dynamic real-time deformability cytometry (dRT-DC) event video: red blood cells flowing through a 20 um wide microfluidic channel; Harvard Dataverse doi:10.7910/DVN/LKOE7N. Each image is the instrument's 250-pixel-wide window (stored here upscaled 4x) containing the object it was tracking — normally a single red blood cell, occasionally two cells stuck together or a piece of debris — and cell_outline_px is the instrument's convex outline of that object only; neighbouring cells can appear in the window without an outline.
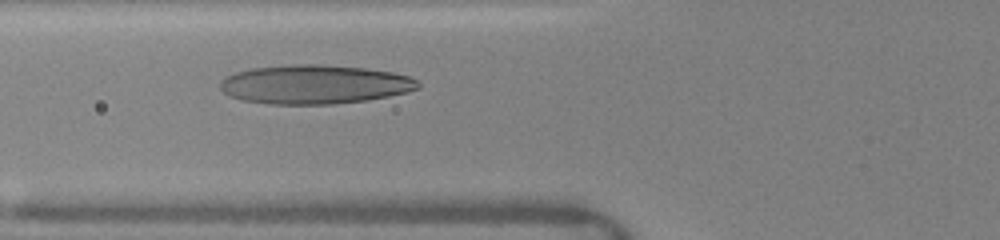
{"species": "human", "species_latin": "Homo sapiens", "temperature_condition": "warm", "stored_images_in_passage": 30, "camera_frame_rate_fps": 3000, "um_per_image_px": 0.085, "donor": {"sex": "female"}, "frame": {"image": 1, "passage_image": 7, "time_ms": 2.667, "image_size_px": [1000, 240], "cell_outline_px": [[420, 88], [408, 92], [388, 96], [364, 100], [332, 104], [268, 104], [240, 100], [224, 92], [220, 88], [220, 80], [236, 72], [252, 68], [292, 64], [312, 64], [364, 68], [392, 72], [408, 76], [416, 80], [420, 84]], "centroid_in_image_um": [26.73, 7.18], "position_along_channel_um": 99.1, "area_um2": 44.8}}
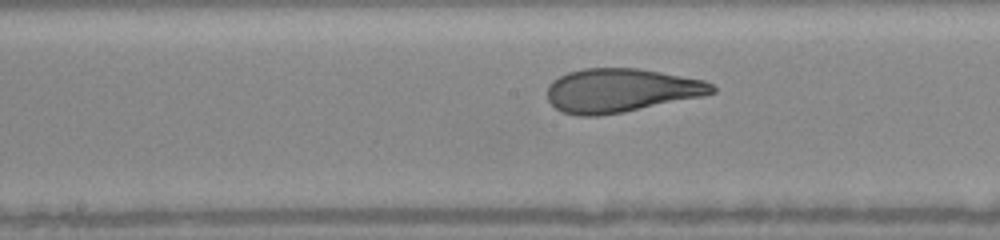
{"frame": {"image": 2, "passage_image": 16, "time_ms": 5.0, "image_size_px": [1000, 240], "cell_outline_px": [[716, 92], [704, 96], [624, 112], [596, 116], [576, 116], [564, 112], [556, 108], [548, 100], [548, 84], [552, 80], [568, 72], [584, 68], [636, 68], [660, 72], [704, 80], [712, 84], [716, 88]], "centroid_in_image_um": [52.78, 7.69], "position_along_channel_um": 195.4, "area_um2": 42.02}}
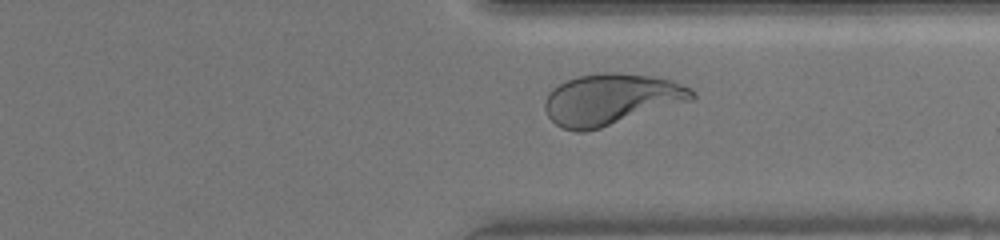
{"frame": {"image": 3, "passage_image": 27, "time_ms": 9.0, "image_size_px": [1000, 240], "cell_outline_px": [[696, 96], [692, 100], [600, 128], [584, 132], [576, 132], [560, 128], [548, 116], [544, 108], [544, 100], [548, 92], [552, 88], [576, 76], [604, 72], [620, 72], [652, 76], [672, 80], [692, 88], [696, 92]], "centroid_in_image_um": [51.93, 8.43], "position_along_channel_um": 359.5, "area_um2": 44.1}, "authors_computed_cell_mechanics": {"area_um2": 42.0206, "velocity_mm_per_s": 4.1127, "shape_relaxation_time_tau1_ms": 4.3616, "shape_relaxation_time_tau2_ms": 0.697, "deformation_change_tau1": 0.1991, "deformation_change_tau2": 0.0707}}